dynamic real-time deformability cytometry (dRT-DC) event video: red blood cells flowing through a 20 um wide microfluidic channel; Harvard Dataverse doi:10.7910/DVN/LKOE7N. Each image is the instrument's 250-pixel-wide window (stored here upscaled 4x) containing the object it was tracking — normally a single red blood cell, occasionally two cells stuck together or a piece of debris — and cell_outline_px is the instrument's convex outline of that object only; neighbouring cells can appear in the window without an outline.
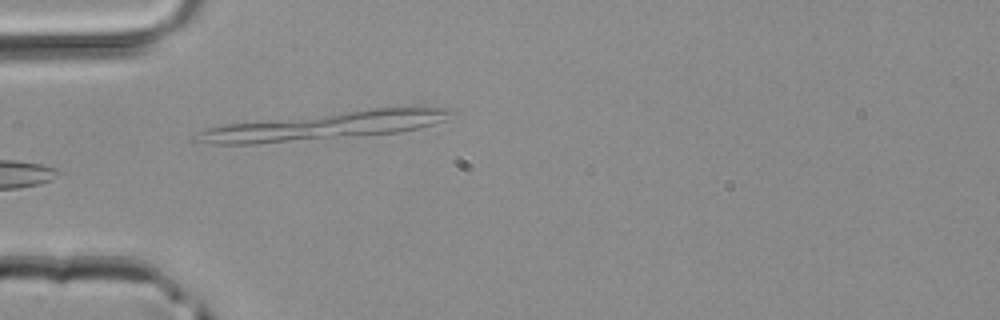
{"species": "common noctule bat (a hibernating species)", "species_latin": "Nyctalus noctula", "temperature_condition": "room temperature", "stored_images_in_passage": 4, "camera_frame_rate_fps": 3000, "um_per_image_px": 0.085, "animal": {"sex": "male", "body_mass_g": 20.4}, "frame": {"image": 1, "passage_image": 4, "time_ms": 1.0, "image_size_px": [1000, 320], "cell_outline_px": [[456, 112], [444, 120], [420, 128], [400, 132], [256, 144], [212, 144], [188, 140], [192, 136], [208, 128], [224, 124], [372, 108], [456, 108]], "centroid_in_image_um": [27.52, 10.7], "position_along_channel_um": 57.5, "area_um2": 40.92}}